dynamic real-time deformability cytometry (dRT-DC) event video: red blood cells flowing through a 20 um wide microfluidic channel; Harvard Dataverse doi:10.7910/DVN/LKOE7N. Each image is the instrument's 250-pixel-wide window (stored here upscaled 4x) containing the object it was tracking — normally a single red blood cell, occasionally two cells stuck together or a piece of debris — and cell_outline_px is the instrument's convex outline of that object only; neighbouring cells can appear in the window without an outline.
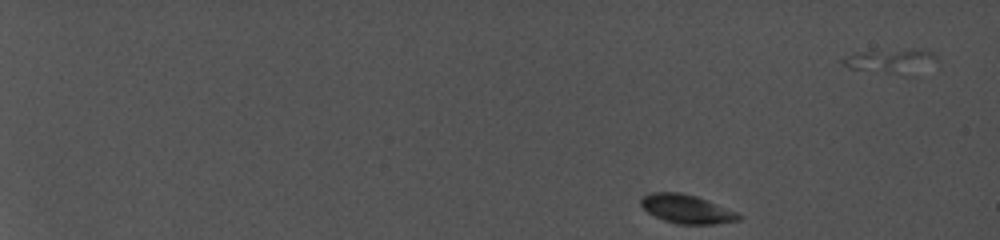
{"species": "common noctule bat (a hibernating species)", "species_latin": "Nyctalus noctula", "temperature_condition": "cold", "stored_images_in_passage": 36, "camera_frame_rate_fps": 5000, "um_per_image_px": 0.085, "animal": {"sex": "female", "body_mass_g": 19.0, "forearm_length_mm": 56.7}, "frame": {"image": 1, "passage_image": 1, "time_ms": 0.0, "image_size_px": [1000, 240], "cell_outline_px": [[744, 216], [740, 220], [712, 224], [676, 224], [664, 220], [648, 212], [640, 204], [640, 196], [648, 192], [680, 192], [696, 196], [736, 212]], "centroid_in_image_um": [58.33, 17.75], "position_along_channel_um": 26.7, "area_um2": 16.36}}
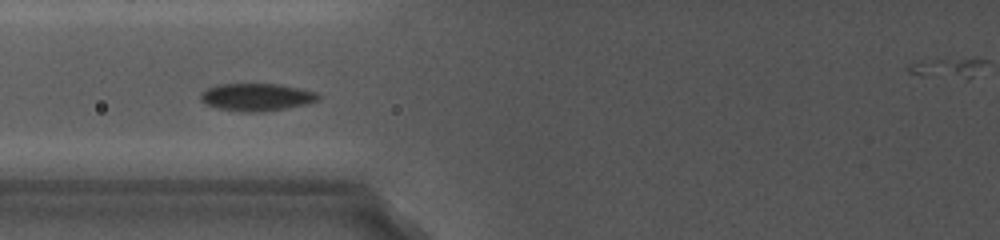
{"frame": {"image": 2, "passage_image": 15, "time_ms": 6.8, "image_size_px": [1000, 240], "cell_outline_px": [[320, 100], [288, 108], [264, 112], [240, 112], [216, 108], [204, 104], [200, 100], [200, 96], [208, 88], [228, 84], [272, 84], [296, 88], [316, 92], [320, 96]], "centroid_in_image_um": [21.8, 8.28], "position_along_channel_um": 104.0, "area_um2": 18.67}}
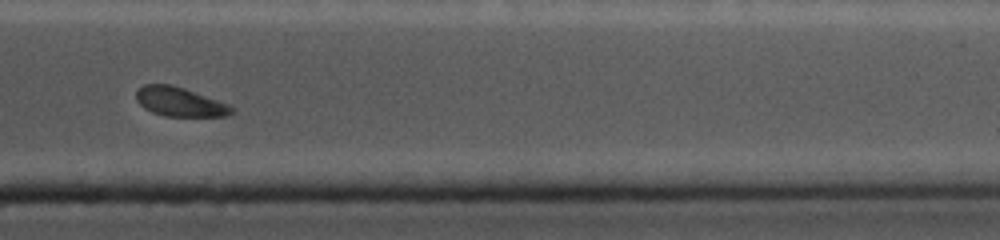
{"frame": {"image": 3, "passage_image": 33, "time_ms": 14.4, "image_size_px": [1000, 240], "cell_outline_px": [[236, 112], [228, 116], [164, 116], [152, 112], [144, 108], [136, 100], [136, 92], [144, 84], [168, 84], [232, 104], [236, 108]], "centroid_in_image_um": [15.35, 8.68], "position_along_channel_um": 396.1, "area_um2": 16.3}, "authors_computed_cell_mechanics": {"area_um2": 16.9643, "velocity_mm_per_s": 3.8311, "shape_relaxation_time_tau1_ms": 1.4362, "shape_relaxation_time_tau2_ms": null, "deformation_change_tau1": 0.0738, "deformation_change_tau2": null}}